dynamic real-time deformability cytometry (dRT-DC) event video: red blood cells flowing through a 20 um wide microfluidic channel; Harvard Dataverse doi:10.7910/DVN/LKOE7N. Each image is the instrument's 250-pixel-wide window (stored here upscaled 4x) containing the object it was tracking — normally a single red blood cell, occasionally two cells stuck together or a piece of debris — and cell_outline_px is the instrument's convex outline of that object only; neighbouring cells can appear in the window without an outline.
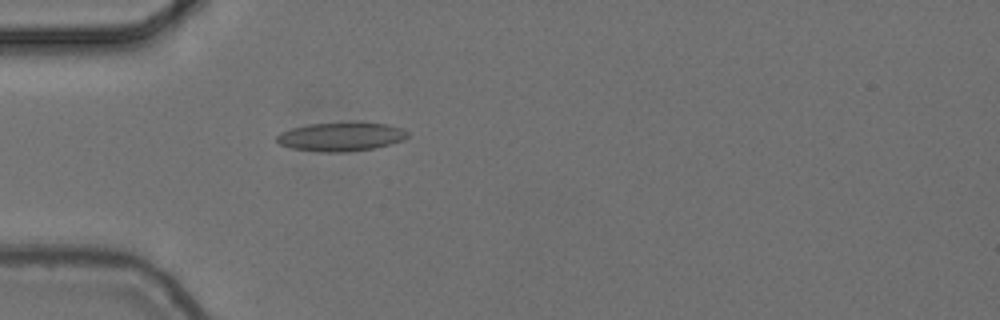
{"species": "common noctule bat (a hibernating species)", "species_latin": "Nyctalus noctula", "temperature_condition": "cold", "stored_images_in_passage": 5, "camera_frame_rate_fps": 3000, "um_per_image_px": 0.085, "animal": {"sex": "female", "body_mass_g": 24.6, "forearm_length_mm": 56.2}, "frame": {"image": 1, "passage_image": 5, "time_ms": 1.333, "image_size_px": [1000, 320], "cell_outline_px": [[408, 136], [404, 140], [372, 148], [348, 152], [320, 152], [292, 148], [280, 144], [276, 140], [276, 136], [280, 132], [292, 128], [308, 124], [388, 124], [400, 128], [408, 132]], "centroid_in_image_um": [28.94, 11.65], "position_along_channel_um": 56.1, "area_um2": 21.33}}